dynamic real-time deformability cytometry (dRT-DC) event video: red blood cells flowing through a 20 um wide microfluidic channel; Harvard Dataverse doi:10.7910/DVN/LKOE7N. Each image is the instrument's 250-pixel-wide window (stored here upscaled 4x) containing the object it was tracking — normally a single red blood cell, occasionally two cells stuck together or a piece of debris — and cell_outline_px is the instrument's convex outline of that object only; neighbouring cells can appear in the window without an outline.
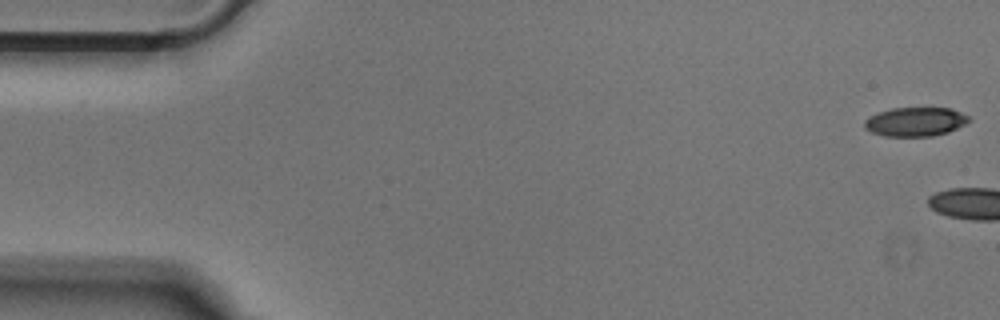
{"species": "Egyptian fruit bat (a non-hibernating species)", "species_latin": "Rousettus aegyptiacus", "temperature_condition": "cold", "stored_images_in_passage": 4, "camera_frame_rate_fps": 3000, "um_per_image_px": 0.085, "animal": {"sex": "male"}, "frame": {"image": 1, "passage_image": 1, "time_ms": 0.0, "image_size_px": [1000, 320], "cell_outline_px": [[968, 120], [964, 124], [948, 132], [932, 136], [884, 136], [872, 132], [864, 128], [864, 120], [868, 116], [892, 108], [948, 108], [960, 112], [968, 116]], "centroid_in_image_um": [77.75, 10.35], "position_along_channel_um": 7.2, "area_um2": 17.46}}